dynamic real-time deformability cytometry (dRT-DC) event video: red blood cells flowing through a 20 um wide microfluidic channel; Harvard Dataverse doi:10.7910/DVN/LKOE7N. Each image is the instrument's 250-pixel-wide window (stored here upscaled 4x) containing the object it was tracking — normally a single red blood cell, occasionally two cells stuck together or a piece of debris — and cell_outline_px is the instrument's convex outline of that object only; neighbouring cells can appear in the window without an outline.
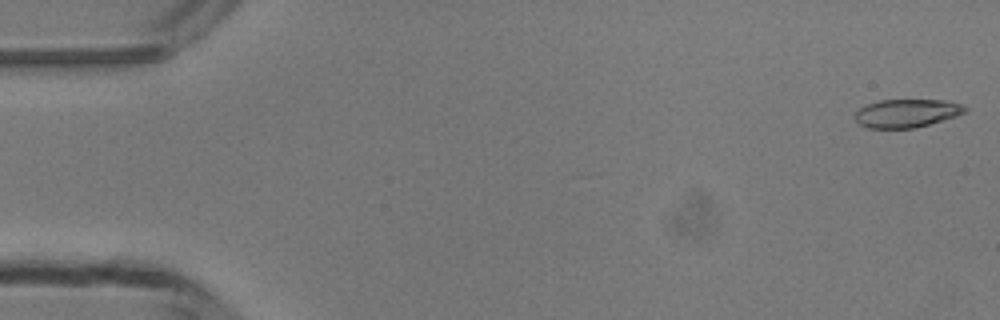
{"species": "common noctule bat (a hibernating species)", "species_latin": "Nyctalus noctula", "temperature_condition": "room temperature", "stored_images_in_passage": 6, "camera_frame_rate_fps": 3000, "um_per_image_px": 0.085, "animal": {"sex": "male", "body_mass_g": 13.3}, "frame": {"image": 1, "passage_image": 1, "time_ms": 0.0, "image_size_px": [1000, 320], "cell_outline_px": [[968, 112], [956, 116], [916, 128], [868, 128], [860, 124], [856, 120], [856, 112], [860, 108], [868, 104], [880, 100], [944, 100], [964, 104], [968, 108]], "centroid_in_image_um": [77.13, 9.62], "position_along_channel_um": 7.9, "area_um2": 18.15}}